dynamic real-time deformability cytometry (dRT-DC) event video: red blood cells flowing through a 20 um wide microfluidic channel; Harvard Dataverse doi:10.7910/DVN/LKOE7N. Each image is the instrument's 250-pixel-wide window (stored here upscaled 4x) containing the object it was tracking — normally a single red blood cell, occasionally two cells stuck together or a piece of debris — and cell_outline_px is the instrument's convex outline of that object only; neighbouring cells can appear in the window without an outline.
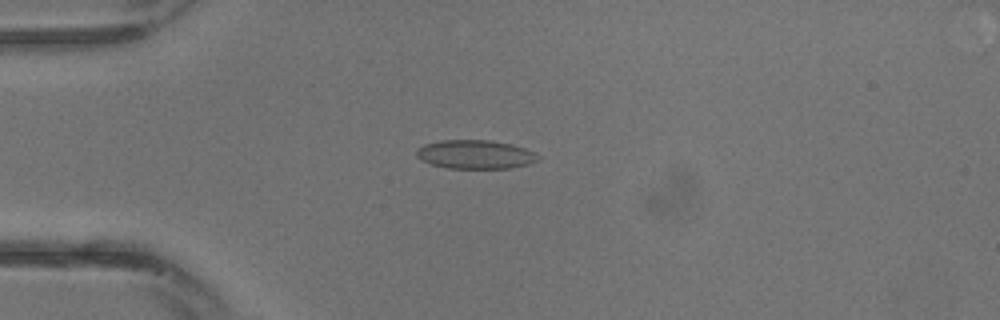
{"species": "common noctule bat (a hibernating species)", "species_latin": "Nyctalus noctula", "temperature_condition": "warm", "stored_images_in_passage": 15, "camera_frame_rate_fps": 3000, "um_per_image_px": 0.085, "animal": {"sex": "male", "body_mass_g": 13.3}, "frame": {"image": 1, "passage_image": 8, "time_ms": 2.333, "image_size_px": [1000, 320], "cell_outline_px": [[540, 156], [536, 160], [528, 164], [512, 168], [448, 168], [432, 164], [420, 160], [416, 156], [416, 148], [424, 144], [440, 140], [488, 140], [512, 144], [536, 152]], "centroid_in_image_um": [40.38, 13.12], "position_along_channel_um": 44.6, "area_um2": 20.46}}
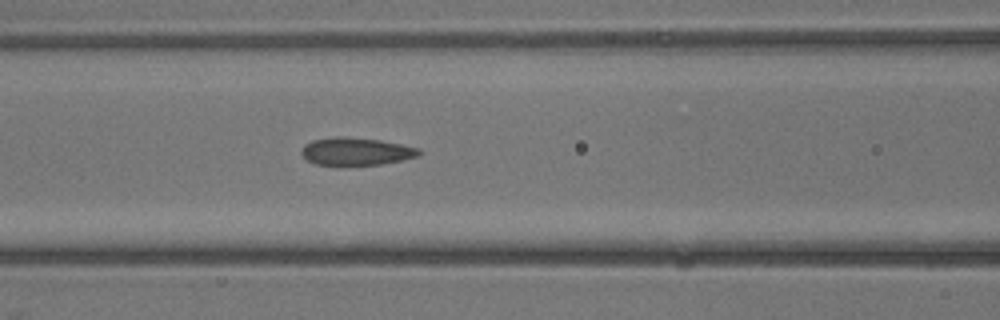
{"frame": {"image": 2, "passage_image": 13, "time_ms": 4.0, "image_size_px": [1000, 320], "cell_outline_px": [[424, 152], [420, 156], [380, 164], [316, 164], [308, 160], [300, 152], [304, 144], [312, 140], [336, 136], [344, 136], [380, 140], [420, 148]], "centroid_in_image_um": [30.3, 12.85], "position_along_channel_um": 136.3, "area_um2": 18.79}}
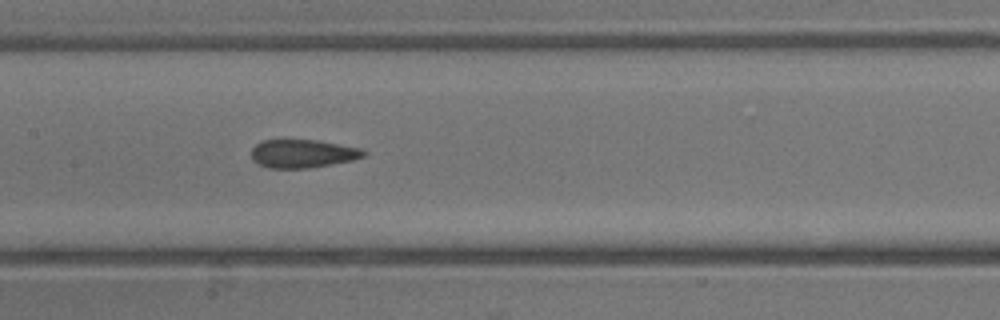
{"frame": {"image": 3, "passage_image": 15, "time_ms": 4.667, "image_size_px": [1000, 320], "cell_outline_px": [[368, 152], [364, 156], [352, 160], [308, 168], [268, 168], [252, 160], [252, 148], [256, 144], [264, 140], [316, 140], [360, 148]], "centroid_in_image_um": [25.72, 13.06], "position_along_channel_um": 181.7, "area_um2": 18.32}}